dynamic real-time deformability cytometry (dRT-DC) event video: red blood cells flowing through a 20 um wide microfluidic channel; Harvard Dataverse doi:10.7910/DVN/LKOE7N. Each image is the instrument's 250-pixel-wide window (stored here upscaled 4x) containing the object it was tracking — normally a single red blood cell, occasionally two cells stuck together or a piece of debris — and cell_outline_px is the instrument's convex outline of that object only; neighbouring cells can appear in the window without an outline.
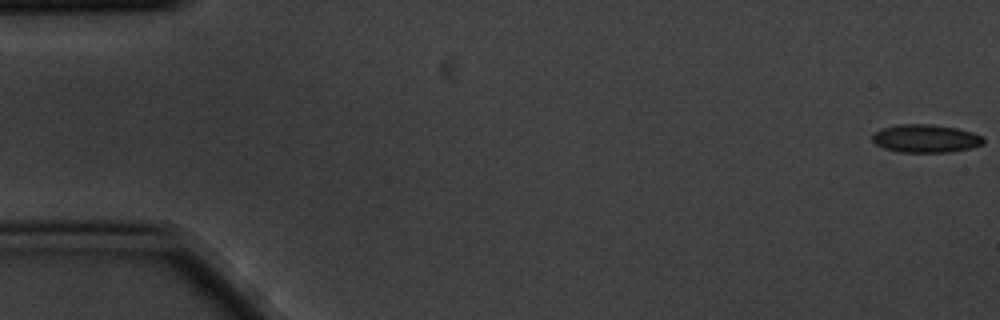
{"species": "common noctule bat (a hibernating species)", "species_latin": "Nyctalus noctula", "temperature_condition": "cold", "stored_images_in_passage": 8, "camera_frame_rate_fps": 3000, "um_per_image_px": 0.085, "animal": {"sex": "male", "body_mass_g": 20.1, "forearm_length_mm": 53.5}, "frame": {"image": 1, "passage_image": 1, "time_ms": 0.0, "image_size_px": [1000, 320], "cell_outline_px": [[984, 144], [972, 148], [948, 152], [896, 152], [884, 148], [876, 144], [872, 140], [872, 136], [876, 132], [884, 128], [900, 124], [928, 124], [956, 128], [972, 132], [984, 136]], "centroid_in_image_um": [78.72, 11.78], "position_along_channel_um": 6.3, "area_um2": 18.15}}
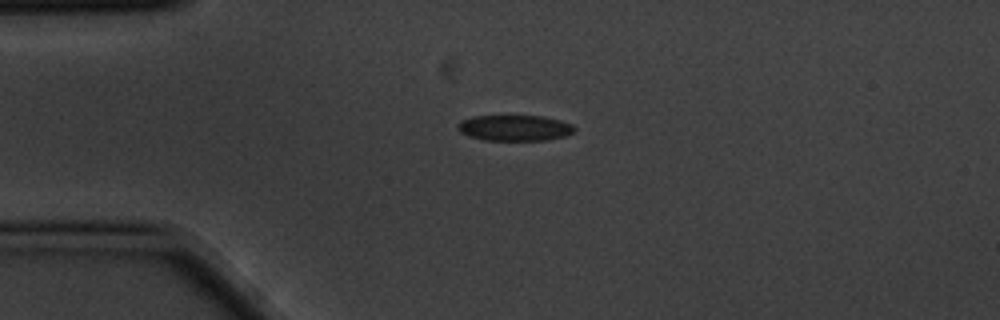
{"frame": {"image": 2, "passage_image": 4, "time_ms": 1.0, "image_size_px": [1000, 320], "cell_outline_px": [[576, 132], [564, 136], [544, 140], [484, 140], [468, 136], [460, 132], [456, 128], [456, 124], [460, 120], [472, 116], [544, 116], [560, 120], [572, 124], [576, 128]], "centroid_in_image_um": [43.72, 10.87], "position_along_channel_um": 41.3, "area_um2": 17.74}}